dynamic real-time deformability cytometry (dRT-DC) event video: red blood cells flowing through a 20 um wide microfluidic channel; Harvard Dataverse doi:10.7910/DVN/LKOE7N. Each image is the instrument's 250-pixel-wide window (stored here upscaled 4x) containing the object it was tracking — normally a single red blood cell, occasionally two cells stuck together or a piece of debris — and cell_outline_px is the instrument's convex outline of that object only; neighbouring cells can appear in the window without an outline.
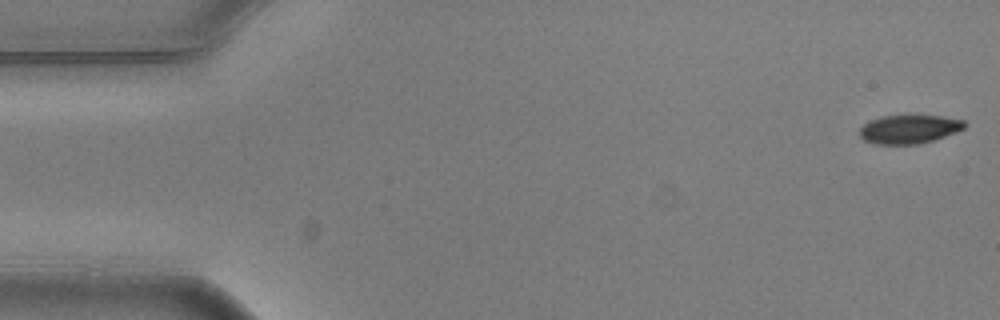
{"species": "common noctule bat (a hibernating species)", "species_latin": "Nyctalus noctula", "temperature_condition": "warm", "stored_images_in_passage": 5, "camera_frame_rate_fps": 3000, "um_per_image_px": 0.085, "animal": {"sex": "male", "body_mass_g": 20.5, "forearm_length_mm": 52.5}, "frame": {"image": 1, "passage_image": 1, "time_ms": 0.0, "image_size_px": [1000, 320], "cell_outline_px": [[968, 124], [964, 128], [956, 132], [920, 144], [876, 144], [864, 140], [860, 136], [860, 128], [864, 124], [872, 120], [884, 116], [944, 116], [964, 120]], "centroid_in_image_um": [77.31, 10.98], "position_along_channel_um": 7.7, "area_um2": 17.34}}